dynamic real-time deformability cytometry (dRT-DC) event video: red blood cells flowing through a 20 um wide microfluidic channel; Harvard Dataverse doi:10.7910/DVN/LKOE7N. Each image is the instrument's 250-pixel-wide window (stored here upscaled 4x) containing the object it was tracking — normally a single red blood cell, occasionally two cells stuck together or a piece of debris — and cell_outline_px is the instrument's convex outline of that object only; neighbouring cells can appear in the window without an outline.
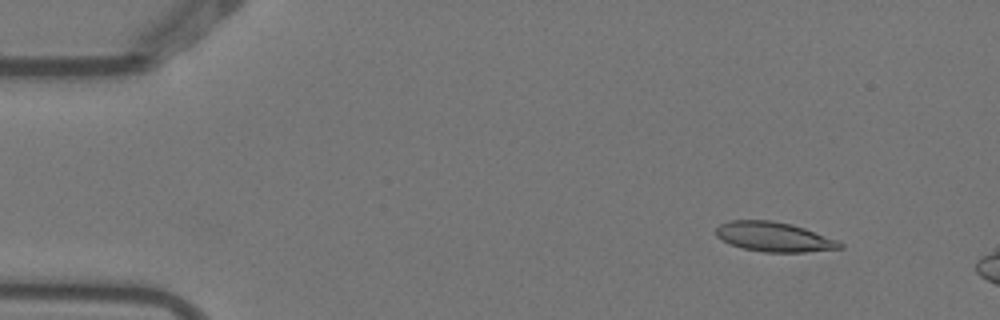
{"species": "Egyptian fruit bat (a non-hibernating species)", "species_latin": "Rousettus aegyptiacus", "temperature_condition": "warm", "stored_images_in_passage": 3, "camera_frame_rate_fps": 3000, "um_per_image_px": 0.085, "animal": {"sex": "female"}, "frame": {"image": 1, "passage_image": 1, "time_ms": 0.0, "image_size_px": [1000, 320], "cell_outline_px": [[844, 248], [804, 252], [764, 252], [744, 248], [732, 244], [716, 236], [716, 228], [720, 224], [728, 220], [772, 220], [792, 224], [840, 240], [844, 244]], "centroid_in_image_um": [65.84, 20.12], "position_along_channel_um": 19.2, "area_um2": 21.44}}